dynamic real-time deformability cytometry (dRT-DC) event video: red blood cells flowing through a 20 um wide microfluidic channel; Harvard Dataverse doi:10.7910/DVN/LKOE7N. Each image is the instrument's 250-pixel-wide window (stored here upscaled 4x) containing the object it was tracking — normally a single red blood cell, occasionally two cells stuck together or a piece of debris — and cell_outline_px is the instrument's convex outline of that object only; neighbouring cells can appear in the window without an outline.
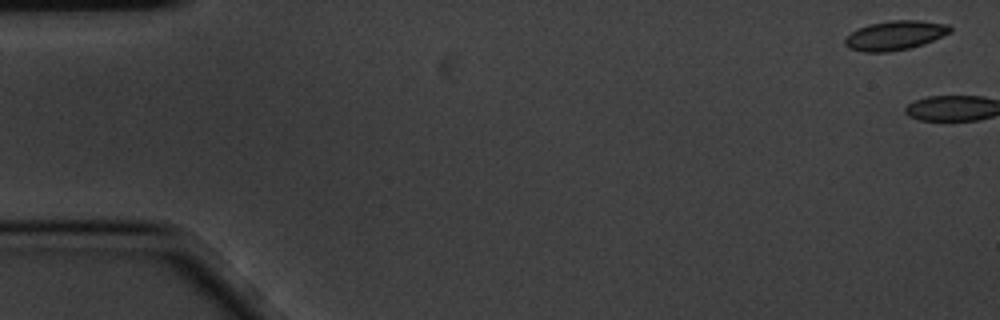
{"species": "common noctule bat (a hibernating species)", "species_latin": "Nyctalus noctula", "temperature_condition": "cold", "stored_images_in_passage": 6, "camera_frame_rate_fps": 3000, "um_per_image_px": 0.085, "animal": {"sex": "male", "body_mass_g": 20.1, "forearm_length_mm": 53.5}, "frame": {"image": 1, "passage_image": 1, "time_ms": 0.0, "image_size_px": [1000, 320], "cell_outline_px": [[952, 32], [932, 40], [908, 48], [888, 52], [864, 52], [848, 48], [844, 44], [844, 40], [852, 32], [868, 24], [892, 20], [920, 20], [948, 24], [952, 28]], "centroid_in_image_um": [76.07, 3.0], "position_along_channel_um": 8.9, "area_um2": 17.8}}